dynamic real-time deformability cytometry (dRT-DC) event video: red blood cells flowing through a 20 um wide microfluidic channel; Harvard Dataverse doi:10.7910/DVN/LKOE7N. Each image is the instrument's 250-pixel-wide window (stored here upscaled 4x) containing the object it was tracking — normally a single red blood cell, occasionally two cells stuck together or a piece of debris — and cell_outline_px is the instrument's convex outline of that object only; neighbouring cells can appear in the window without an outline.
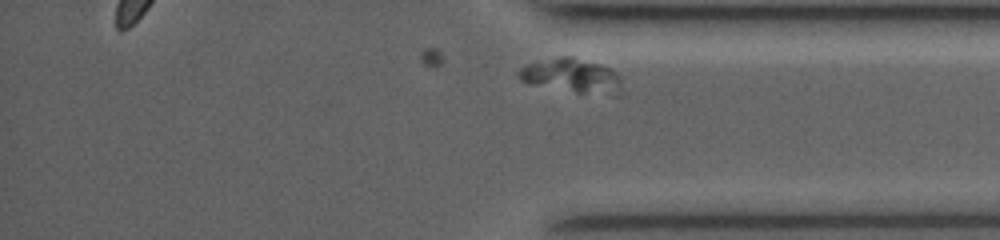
{"species": "common noctule bat (a hibernating species)", "species_latin": "Nyctalus noctula", "temperature_condition": "room temperature", "stored_images_in_passage": 35, "camera_frame_rate_fps": 4000, "um_per_image_px": 0.085, "animal": {"sex": "female", "body_mass_g": 19.0, "forearm_length_mm": 53.3}, "frame": {"image": 1, "passage_image": 35, "time_ms": 8.5, "image_size_px": [1000, 240], "cell_outline_px": [[620, 80], [584, 92], [576, 92], [520, 80], [516, 72], [520, 68], [528, 64], [560, 56], [572, 56], [612, 68], [620, 76]], "centroid_in_image_um": [48.31, 6.29], "position_along_channel_um": 386.9, "area_um2": 18.03}}